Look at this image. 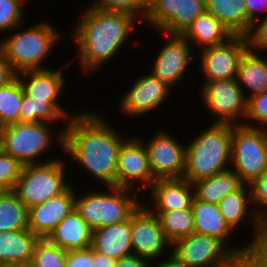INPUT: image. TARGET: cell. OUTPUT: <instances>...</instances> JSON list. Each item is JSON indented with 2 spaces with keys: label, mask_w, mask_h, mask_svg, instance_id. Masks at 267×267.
Segmentation results:
<instances>
[{
  "label": "cell",
  "mask_w": 267,
  "mask_h": 267,
  "mask_svg": "<svg viewBox=\"0 0 267 267\" xmlns=\"http://www.w3.org/2000/svg\"><path fill=\"white\" fill-rule=\"evenodd\" d=\"M101 116L84 110L69 119L63 151L106 187L116 186L119 150L129 137H122Z\"/></svg>",
  "instance_id": "cell-1"
},
{
  "label": "cell",
  "mask_w": 267,
  "mask_h": 267,
  "mask_svg": "<svg viewBox=\"0 0 267 267\" xmlns=\"http://www.w3.org/2000/svg\"><path fill=\"white\" fill-rule=\"evenodd\" d=\"M72 39L77 44V62L83 71L101 68L115 56L134 30L137 17L129 13L88 7L81 12ZM121 47V48H120Z\"/></svg>",
  "instance_id": "cell-2"
},
{
  "label": "cell",
  "mask_w": 267,
  "mask_h": 267,
  "mask_svg": "<svg viewBox=\"0 0 267 267\" xmlns=\"http://www.w3.org/2000/svg\"><path fill=\"white\" fill-rule=\"evenodd\" d=\"M233 124L212 123L186 145L183 177L191 184L230 168Z\"/></svg>",
  "instance_id": "cell-3"
},
{
  "label": "cell",
  "mask_w": 267,
  "mask_h": 267,
  "mask_svg": "<svg viewBox=\"0 0 267 267\" xmlns=\"http://www.w3.org/2000/svg\"><path fill=\"white\" fill-rule=\"evenodd\" d=\"M59 32L48 21L31 25L27 30L15 32L0 40V49L12 69L19 73L25 70L46 69L41 63L59 41Z\"/></svg>",
  "instance_id": "cell-4"
},
{
  "label": "cell",
  "mask_w": 267,
  "mask_h": 267,
  "mask_svg": "<svg viewBox=\"0 0 267 267\" xmlns=\"http://www.w3.org/2000/svg\"><path fill=\"white\" fill-rule=\"evenodd\" d=\"M66 122L64 121V127L56 132L58 133L55 135L57 140L53 139L52 126L47 122H17L3 126L0 128V149L19 160L23 165L57 160L51 158L47 161L42 159L40 160L42 162H38L37 158L51 148L54 140L59 142L58 145L63 150V133Z\"/></svg>",
  "instance_id": "cell-5"
},
{
  "label": "cell",
  "mask_w": 267,
  "mask_h": 267,
  "mask_svg": "<svg viewBox=\"0 0 267 267\" xmlns=\"http://www.w3.org/2000/svg\"><path fill=\"white\" fill-rule=\"evenodd\" d=\"M108 188L109 192L98 190L75 195V209L92 230L128 220L141 204L130 188Z\"/></svg>",
  "instance_id": "cell-6"
},
{
  "label": "cell",
  "mask_w": 267,
  "mask_h": 267,
  "mask_svg": "<svg viewBox=\"0 0 267 267\" xmlns=\"http://www.w3.org/2000/svg\"><path fill=\"white\" fill-rule=\"evenodd\" d=\"M66 163L54 160L41 164H26L12 190L27 209L64 192L71 183L66 180Z\"/></svg>",
  "instance_id": "cell-7"
},
{
  "label": "cell",
  "mask_w": 267,
  "mask_h": 267,
  "mask_svg": "<svg viewBox=\"0 0 267 267\" xmlns=\"http://www.w3.org/2000/svg\"><path fill=\"white\" fill-rule=\"evenodd\" d=\"M267 168V128L233 125L230 169L251 184Z\"/></svg>",
  "instance_id": "cell-8"
},
{
  "label": "cell",
  "mask_w": 267,
  "mask_h": 267,
  "mask_svg": "<svg viewBox=\"0 0 267 267\" xmlns=\"http://www.w3.org/2000/svg\"><path fill=\"white\" fill-rule=\"evenodd\" d=\"M171 254L187 267H239L240 260L217 238L200 233L177 240Z\"/></svg>",
  "instance_id": "cell-9"
},
{
  "label": "cell",
  "mask_w": 267,
  "mask_h": 267,
  "mask_svg": "<svg viewBox=\"0 0 267 267\" xmlns=\"http://www.w3.org/2000/svg\"><path fill=\"white\" fill-rule=\"evenodd\" d=\"M245 92L246 89L242 90L237 78L213 80L202 85V103L218 119L213 123L242 125L243 121L239 120L245 119L247 111Z\"/></svg>",
  "instance_id": "cell-10"
},
{
  "label": "cell",
  "mask_w": 267,
  "mask_h": 267,
  "mask_svg": "<svg viewBox=\"0 0 267 267\" xmlns=\"http://www.w3.org/2000/svg\"><path fill=\"white\" fill-rule=\"evenodd\" d=\"M205 10V0H156L146 11L143 23L164 35H182Z\"/></svg>",
  "instance_id": "cell-11"
},
{
  "label": "cell",
  "mask_w": 267,
  "mask_h": 267,
  "mask_svg": "<svg viewBox=\"0 0 267 267\" xmlns=\"http://www.w3.org/2000/svg\"><path fill=\"white\" fill-rule=\"evenodd\" d=\"M131 246L135 256L153 263L167 254L165 248L168 247L167 251H171L172 245L161 229L158 216L145 203H141L131 214Z\"/></svg>",
  "instance_id": "cell-12"
},
{
  "label": "cell",
  "mask_w": 267,
  "mask_h": 267,
  "mask_svg": "<svg viewBox=\"0 0 267 267\" xmlns=\"http://www.w3.org/2000/svg\"><path fill=\"white\" fill-rule=\"evenodd\" d=\"M249 49L246 36L233 35L225 43L201 49L200 71L206 82L237 78L241 58Z\"/></svg>",
  "instance_id": "cell-13"
},
{
  "label": "cell",
  "mask_w": 267,
  "mask_h": 267,
  "mask_svg": "<svg viewBox=\"0 0 267 267\" xmlns=\"http://www.w3.org/2000/svg\"><path fill=\"white\" fill-rule=\"evenodd\" d=\"M166 131L158 130L148 142H144L149 167L155 179L182 178L186 145H182Z\"/></svg>",
  "instance_id": "cell-14"
},
{
  "label": "cell",
  "mask_w": 267,
  "mask_h": 267,
  "mask_svg": "<svg viewBox=\"0 0 267 267\" xmlns=\"http://www.w3.org/2000/svg\"><path fill=\"white\" fill-rule=\"evenodd\" d=\"M139 137H129L121 146L117 161L116 187L132 188L138 191L142 187H148L155 182V178L149 167V160L143 140ZM134 185V186H133Z\"/></svg>",
  "instance_id": "cell-15"
},
{
  "label": "cell",
  "mask_w": 267,
  "mask_h": 267,
  "mask_svg": "<svg viewBox=\"0 0 267 267\" xmlns=\"http://www.w3.org/2000/svg\"><path fill=\"white\" fill-rule=\"evenodd\" d=\"M171 89L151 72L139 76L125 95L123 94L119 110L134 118L146 115L166 102Z\"/></svg>",
  "instance_id": "cell-16"
},
{
  "label": "cell",
  "mask_w": 267,
  "mask_h": 267,
  "mask_svg": "<svg viewBox=\"0 0 267 267\" xmlns=\"http://www.w3.org/2000/svg\"><path fill=\"white\" fill-rule=\"evenodd\" d=\"M167 42L154 57L151 73L173 88L184 78L191 60L192 46L181 35L165 34Z\"/></svg>",
  "instance_id": "cell-17"
},
{
  "label": "cell",
  "mask_w": 267,
  "mask_h": 267,
  "mask_svg": "<svg viewBox=\"0 0 267 267\" xmlns=\"http://www.w3.org/2000/svg\"><path fill=\"white\" fill-rule=\"evenodd\" d=\"M64 68L65 66L63 65L58 70H52L49 67H46V69L25 70L17 73L16 77L28 97L32 98V100L51 102L69 120L76 116L79 111L75 115H70L68 111H65L67 109H64V106L59 103L66 83L62 73Z\"/></svg>",
  "instance_id": "cell-18"
},
{
  "label": "cell",
  "mask_w": 267,
  "mask_h": 267,
  "mask_svg": "<svg viewBox=\"0 0 267 267\" xmlns=\"http://www.w3.org/2000/svg\"><path fill=\"white\" fill-rule=\"evenodd\" d=\"M70 185L64 192L28 209V229L48 238L58 224L75 209L77 191Z\"/></svg>",
  "instance_id": "cell-19"
},
{
  "label": "cell",
  "mask_w": 267,
  "mask_h": 267,
  "mask_svg": "<svg viewBox=\"0 0 267 267\" xmlns=\"http://www.w3.org/2000/svg\"><path fill=\"white\" fill-rule=\"evenodd\" d=\"M251 205L252 198L249 184H242L237 190L223 197L218 203L220 213L233 231L244 222H250V224L252 222L251 227L254 233L252 235L254 237L252 236L253 239L248 242V245L255 244L267 236V227L255 215Z\"/></svg>",
  "instance_id": "cell-20"
},
{
  "label": "cell",
  "mask_w": 267,
  "mask_h": 267,
  "mask_svg": "<svg viewBox=\"0 0 267 267\" xmlns=\"http://www.w3.org/2000/svg\"><path fill=\"white\" fill-rule=\"evenodd\" d=\"M149 189L154 207H147L152 212L191 209L195 197L193 184L184 178L156 179Z\"/></svg>",
  "instance_id": "cell-21"
},
{
  "label": "cell",
  "mask_w": 267,
  "mask_h": 267,
  "mask_svg": "<svg viewBox=\"0 0 267 267\" xmlns=\"http://www.w3.org/2000/svg\"><path fill=\"white\" fill-rule=\"evenodd\" d=\"M194 217V232L206 234L220 240L239 260L248 244L245 246L229 245L234 231L229 227L220 213L218 205L206 203L194 197L191 207ZM232 246V247H231ZM234 247V248H233Z\"/></svg>",
  "instance_id": "cell-22"
},
{
  "label": "cell",
  "mask_w": 267,
  "mask_h": 267,
  "mask_svg": "<svg viewBox=\"0 0 267 267\" xmlns=\"http://www.w3.org/2000/svg\"><path fill=\"white\" fill-rule=\"evenodd\" d=\"M91 247L115 260L132 255L131 216L121 223L92 230Z\"/></svg>",
  "instance_id": "cell-23"
},
{
  "label": "cell",
  "mask_w": 267,
  "mask_h": 267,
  "mask_svg": "<svg viewBox=\"0 0 267 267\" xmlns=\"http://www.w3.org/2000/svg\"><path fill=\"white\" fill-rule=\"evenodd\" d=\"M92 229L74 209L48 236V240L66 251L86 249L91 246Z\"/></svg>",
  "instance_id": "cell-24"
},
{
  "label": "cell",
  "mask_w": 267,
  "mask_h": 267,
  "mask_svg": "<svg viewBox=\"0 0 267 267\" xmlns=\"http://www.w3.org/2000/svg\"><path fill=\"white\" fill-rule=\"evenodd\" d=\"M39 239L28 228L0 232V264L29 265Z\"/></svg>",
  "instance_id": "cell-25"
},
{
  "label": "cell",
  "mask_w": 267,
  "mask_h": 267,
  "mask_svg": "<svg viewBox=\"0 0 267 267\" xmlns=\"http://www.w3.org/2000/svg\"><path fill=\"white\" fill-rule=\"evenodd\" d=\"M181 36L190 45L197 44L196 46L203 49L223 44L233 34L212 13L205 10L194 19Z\"/></svg>",
  "instance_id": "cell-26"
},
{
  "label": "cell",
  "mask_w": 267,
  "mask_h": 267,
  "mask_svg": "<svg viewBox=\"0 0 267 267\" xmlns=\"http://www.w3.org/2000/svg\"><path fill=\"white\" fill-rule=\"evenodd\" d=\"M237 82L243 91L244 86L251 90L245 94L246 98L267 91V61L259 52L251 49L245 52L238 67Z\"/></svg>",
  "instance_id": "cell-27"
},
{
  "label": "cell",
  "mask_w": 267,
  "mask_h": 267,
  "mask_svg": "<svg viewBox=\"0 0 267 267\" xmlns=\"http://www.w3.org/2000/svg\"><path fill=\"white\" fill-rule=\"evenodd\" d=\"M205 9L212 13L233 35H248L245 0H205Z\"/></svg>",
  "instance_id": "cell-28"
},
{
  "label": "cell",
  "mask_w": 267,
  "mask_h": 267,
  "mask_svg": "<svg viewBox=\"0 0 267 267\" xmlns=\"http://www.w3.org/2000/svg\"><path fill=\"white\" fill-rule=\"evenodd\" d=\"M243 183L230 168L193 183L195 197L206 203L218 205L226 195L237 190Z\"/></svg>",
  "instance_id": "cell-29"
},
{
  "label": "cell",
  "mask_w": 267,
  "mask_h": 267,
  "mask_svg": "<svg viewBox=\"0 0 267 267\" xmlns=\"http://www.w3.org/2000/svg\"><path fill=\"white\" fill-rule=\"evenodd\" d=\"M153 213L158 216L161 229L171 245L194 233V217L191 209Z\"/></svg>",
  "instance_id": "cell-30"
},
{
  "label": "cell",
  "mask_w": 267,
  "mask_h": 267,
  "mask_svg": "<svg viewBox=\"0 0 267 267\" xmlns=\"http://www.w3.org/2000/svg\"><path fill=\"white\" fill-rule=\"evenodd\" d=\"M28 228V209L13 191L0 197V232Z\"/></svg>",
  "instance_id": "cell-31"
},
{
  "label": "cell",
  "mask_w": 267,
  "mask_h": 267,
  "mask_svg": "<svg viewBox=\"0 0 267 267\" xmlns=\"http://www.w3.org/2000/svg\"><path fill=\"white\" fill-rule=\"evenodd\" d=\"M64 120L68 121L51 102L32 100L25 93L23 94L19 122H47L54 124L55 122H63Z\"/></svg>",
  "instance_id": "cell-32"
},
{
  "label": "cell",
  "mask_w": 267,
  "mask_h": 267,
  "mask_svg": "<svg viewBox=\"0 0 267 267\" xmlns=\"http://www.w3.org/2000/svg\"><path fill=\"white\" fill-rule=\"evenodd\" d=\"M24 90L16 77L9 84L0 86V128L19 122V112Z\"/></svg>",
  "instance_id": "cell-33"
},
{
  "label": "cell",
  "mask_w": 267,
  "mask_h": 267,
  "mask_svg": "<svg viewBox=\"0 0 267 267\" xmlns=\"http://www.w3.org/2000/svg\"><path fill=\"white\" fill-rule=\"evenodd\" d=\"M67 251L47 238H40L35 245L30 266L32 267H65Z\"/></svg>",
  "instance_id": "cell-34"
},
{
  "label": "cell",
  "mask_w": 267,
  "mask_h": 267,
  "mask_svg": "<svg viewBox=\"0 0 267 267\" xmlns=\"http://www.w3.org/2000/svg\"><path fill=\"white\" fill-rule=\"evenodd\" d=\"M245 123L243 122L242 125L252 128H262L267 127V91L262 93L255 94L249 98H247V111L245 116ZM257 122V124L252 122ZM260 124V125H259ZM262 124V125H261Z\"/></svg>",
  "instance_id": "cell-35"
},
{
  "label": "cell",
  "mask_w": 267,
  "mask_h": 267,
  "mask_svg": "<svg viewBox=\"0 0 267 267\" xmlns=\"http://www.w3.org/2000/svg\"><path fill=\"white\" fill-rule=\"evenodd\" d=\"M89 5L91 8L104 11L129 13L136 16L141 22L147 11L138 0H93Z\"/></svg>",
  "instance_id": "cell-36"
},
{
  "label": "cell",
  "mask_w": 267,
  "mask_h": 267,
  "mask_svg": "<svg viewBox=\"0 0 267 267\" xmlns=\"http://www.w3.org/2000/svg\"><path fill=\"white\" fill-rule=\"evenodd\" d=\"M250 189L255 215L267 227V168L250 184Z\"/></svg>",
  "instance_id": "cell-37"
},
{
  "label": "cell",
  "mask_w": 267,
  "mask_h": 267,
  "mask_svg": "<svg viewBox=\"0 0 267 267\" xmlns=\"http://www.w3.org/2000/svg\"><path fill=\"white\" fill-rule=\"evenodd\" d=\"M23 7L14 0H0V32L12 31L23 25Z\"/></svg>",
  "instance_id": "cell-38"
},
{
  "label": "cell",
  "mask_w": 267,
  "mask_h": 267,
  "mask_svg": "<svg viewBox=\"0 0 267 267\" xmlns=\"http://www.w3.org/2000/svg\"><path fill=\"white\" fill-rule=\"evenodd\" d=\"M23 164L0 149V183L12 191L18 181Z\"/></svg>",
  "instance_id": "cell-39"
},
{
  "label": "cell",
  "mask_w": 267,
  "mask_h": 267,
  "mask_svg": "<svg viewBox=\"0 0 267 267\" xmlns=\"http://www.w3.org/2000/svg\"><path fill=\"white\" fill-rule=\"evenodd\" d=\"M239 267H267V236L249 244L240 259Z\"/></svg>",
  "instance_id": "cell-40"
},
{
  "label": "cell",
  "mask_w": 267,
  "mask_h": 267,
  "mask_svg": "<svg viewBox=\"0 0 267 267\" xmlns=\"http://www.w3.org/2000/svg\"><path fill=\"white\" fill-rule=\"evenodd\" d=\"M261 19L252 25L249 34L246 36L249 49L255 50L256 52L267 50V16H264V18L261 17Z\"/></svg>",
  "instance_id": "cell-41"
},
{
  "label": "cell",
  "mask_w": 267,
  "mask_h": 267,
  "mask_svg": "<svg viewBox=\"0 0 267 267\" xmlns=\"http://www.w3.org/2000/svg\"><path fill=\"white\" fill-rule=\"evenodd\" d=\"M65 267H94L93 248L67 251Z\"/></svg>",
  "instance_id": "cell-42"
},
{
  "label": "cell",
  "mask_w": 267,
  "mask_h": 267,
  "mask_svg": "<svg viewBox=\"0 0 267 267\" xmlns=\"http://www.w3.org/2000/svg\"><path fill=\"white\" fill-rule=\"evenodd\" d=\"M248 17V34L252 25L259 20V13L267 12V0H245ZM259 12V13H258ZM267 16V14L265 15Z\"/></svg>",
  "instance_id": "cell-43"
},
{
  "label": "cell",
  "mask_w": 267,
  "mask_h": 267,
  "mask_svg": "<svg viewBox=\"0 0 267 267\" xmlns=\"http://www.w3.org/2000/svg\"><path fill=\"white\" fill-rule=\"evenodd\" d=\"M16 74L0 49V86L9 84L16 78Z\"/></svg>",
  "instance_id": "cell-44"
},
{
  "label": "cell",
  "mask_w": 267,
  "mask_h": 267,
  "mask_svg": "<svg viewBox=\"0 0 267 267\" xmlns=\"http://www.w3.org/2000/svg\"><path fill=\"white\" fill-rule=\"evenodd\" d=\"M151 263L152 262L146 258L132 254L117 260L115 267H151V265H153V263Z\"/></svg>",
  "instance_id": "cell-45"
},
{
  "label": "cell",
  "mask_w": 267,
  "mask_h": 267,
  "mask_svg": "<svg viewBox=\"0 0 267 267\" xmlns=\"http://www.w3.org/2000/svg\"><path fill=\"white\" fill-rule=\"evenodd\" d=\"M117 260L99 253L93 249V265L94 267H115Z\"/></svg>",
  "instance_id": "cell-46"
},
{
  "label": "cell",
  "mask_w": 267,
  "mask_h": 267,
  "mask_svg": "<svg viewBox=\"0 0 267 267\" xmlns=\"http://www.w3.org/2000/svg\"><path fill=\"white\" fill-rule=\"evenodd\" d=\"M169 256L167 259L163 260L161 259L160 262L158 261L155 262V266L154 267H187L185 266L183 263H180L172 254L171 252L168 253ZM162 261V262H161ZM153 267V266H152Z\"/></svg>",
  "instance_id": "cell-47"
},
{
  "label": "cell",
  "mask_w": 267,
  "mask_h": 267,
  "mask_svg": "<svg viewBox=\"0 0 267 267\" xmlns=\"http://www.w3.org/2000/svg\"><path fill=\"white\" fill-rule=\"evenodd\" d=\"M156 0H138V2L148 10Z\"/></svg>",
  "instance_id": "cell-48"
},
{
  "label": "cell",
  "mask_w": 267,
  "mask_h": 267,
  "mask_svg": "<svg viewBox=\"0 0 267 267\" xmlns=\"http://www.w3.org/2000/svg\"><path fill=\"white\" fill-rule=\"evenodd\" d=\"M8 190L0 183V197H2Z\"/></svg>",
  "instance_id": "cell-49"
},
{
  "label": "cell",
  "mask_w": 267,
  "mask_h": 267,
  "mask_svg": "<svg viewBox=\"0 0 267 267\" xmlns=\"http://www.w3.org/2000/svg\"><path fill=\"white\" fill-rule=\"evenodd\" d=\"M0 267H22V266L14 264H0Z\"/></svg>",
  "instance_id": "cell-50"
},
{
  "label": "cell",
  "mask_w": 267,
  "mask_h": 267,
  "mask_svg": "<svg viewBox=\"0 0 267 267\" xmlns=\"http://www.w3.org/2000/svg\"><path fill=\"white\" fill-rule=\"evenodd\" d=\"M16 1L19 5H21L24 8V4L27 2V0H14ZM23 4V5H22Z\"/></svg>",
  "instance_id": "cell-51"
},
{
  "label": "cell",
  "mask_w": 267,
  "mask_h": 267,
  "mask_svg": "<svg viewBox=\"0 0 267 267\" xmlns=\"http://www.w3.org/2000/svg\"><path fill=\"white\" fill-rule=\"evenodd\" d=\"M22 267H32V266H30V265H24V266H22Z\"/></svg>",
  "instance_id": "cell-52"
}]
</instances>
